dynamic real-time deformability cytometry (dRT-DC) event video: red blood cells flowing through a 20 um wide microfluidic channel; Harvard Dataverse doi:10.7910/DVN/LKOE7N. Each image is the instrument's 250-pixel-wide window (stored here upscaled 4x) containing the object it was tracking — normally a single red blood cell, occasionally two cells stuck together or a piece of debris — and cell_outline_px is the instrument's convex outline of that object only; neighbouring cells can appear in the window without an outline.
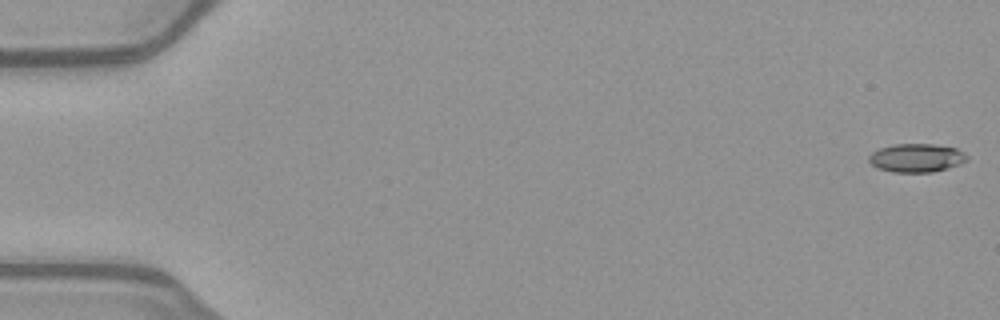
{"species": "common noctule bat (a hibernating species)", "species_latin": "Nyctalus noctula", "temperature_condition": "warm", "stored_images_in_passage": 52, "camera_frame_rate_fps": 3000, "um_per_image_px": 0.085, "animal": {"sex": "female", "body_mass_g": 21.9}, "frame": {"image": 1, "passage_image": 1, "time_ms": 0.0, "image_size_px": [1000, 320], "cell_outline_px": [[968, 160], [960, 164], [948, 168], [932, 172], [892, 172], [876, 168], [868, 160], [868, 156], [872, 152], [880, 148], [892, 144], [936, 144], [956, 148], [964, 152], [968, 156]], "centroid_in_image_um": [77.9, 13.42], "position_along_channel_um": 7.1, "area_um2": 16.47}}
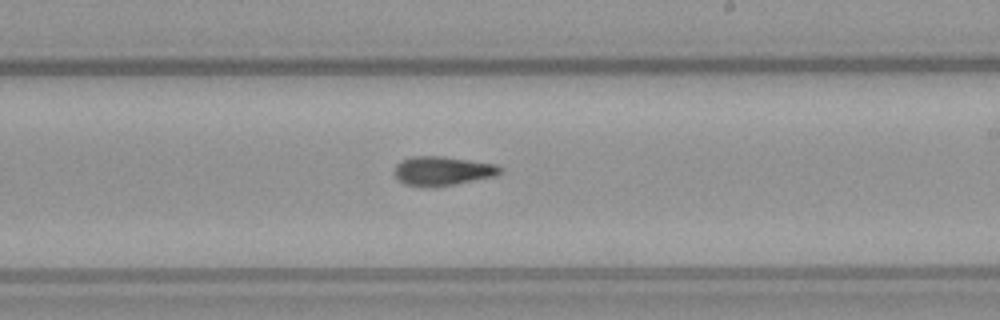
{"frame": {"image": 2, "passage_image": 31, "time_ms": 10.0, "image_size_px": [1000, 320], "cell_outline_px": [[504, 168], [496, 176], [452, 184], [404, 184], [396, 176], [396, 164], [400, 160], [412, 156], [444, 156], [496, 164]], "centroid_in_image_um": [37.67, 14.47], "position_along_channel_um": 251.3, "area_um2": 17.22}}
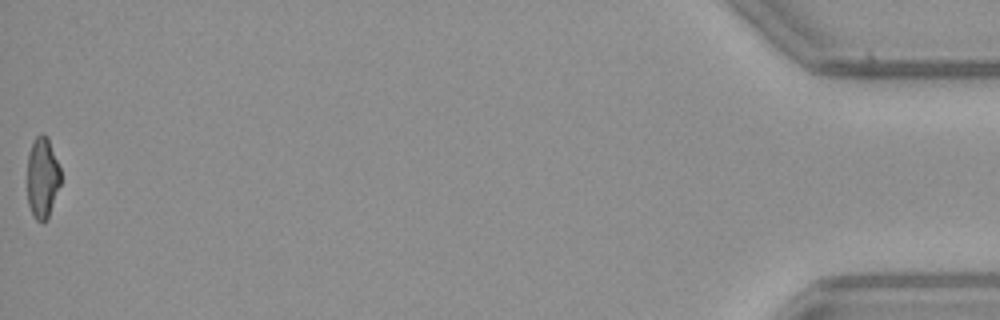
{"frame": {"image": 3, "passage_image": 52, "time_ms": 17.0, "image_size_px": [1000, 320], "cell_outline_px": [[60, 184], [48, 216], [44, 220], [36, 220], [28, 204], [28, 152], [36, 136], [40, 132], [44, 132], [48, 136], [60, 168]], "centroid_in_image_um": [3.6, 15.02], "position_along_channel_um": 431.6, "area_um2": 15.55}, "authors_computed_cell_mechanics": {"area_um2": 17.3111, "velocity_mm_per_s": 4.0348, "shape_relaxation_time_tau1_ms": null, "shape_relaxation_time_tau2_ms": 5.141, "deformation_change_tau1": null, "deformation_change_tau2": 0.1464}}